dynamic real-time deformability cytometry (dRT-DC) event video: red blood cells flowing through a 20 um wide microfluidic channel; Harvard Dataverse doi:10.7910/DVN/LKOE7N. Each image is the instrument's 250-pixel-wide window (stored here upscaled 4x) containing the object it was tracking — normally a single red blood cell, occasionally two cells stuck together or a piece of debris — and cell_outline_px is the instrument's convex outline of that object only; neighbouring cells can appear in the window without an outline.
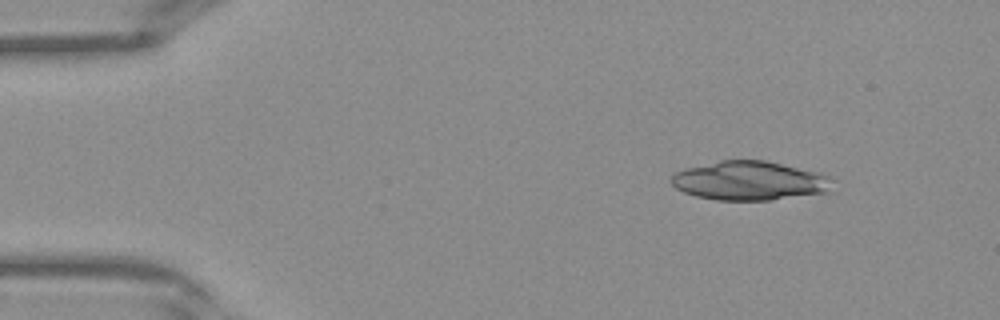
{"species": "Egyptian fruit bat (a non-hibernating species)", "species_latin": "Rousettus aegyptiacus", "temperature_condition": "warm", "stored_images_in_passage": 13, "camera_frame_rate_fps": 3000, "um_per_image_px": 0.085, "frame": {"image": 1, "passage_image": 1, "time_ms": 0.0, "image_size_px": [1000, 320], "cell_outline_px": [[832, 192], [768, 200], [716, 200], [696, 196], [684, 192], [676, 188], [672, 184], [672, 176], [676, 172], [688, 168], [720, 160], [764, 160], [820, 172], [832, 176]], "centroid_in_image_um": [63.79, 15.37], "position_along_channel_um": 21.2, "area_um2": 36.76}}